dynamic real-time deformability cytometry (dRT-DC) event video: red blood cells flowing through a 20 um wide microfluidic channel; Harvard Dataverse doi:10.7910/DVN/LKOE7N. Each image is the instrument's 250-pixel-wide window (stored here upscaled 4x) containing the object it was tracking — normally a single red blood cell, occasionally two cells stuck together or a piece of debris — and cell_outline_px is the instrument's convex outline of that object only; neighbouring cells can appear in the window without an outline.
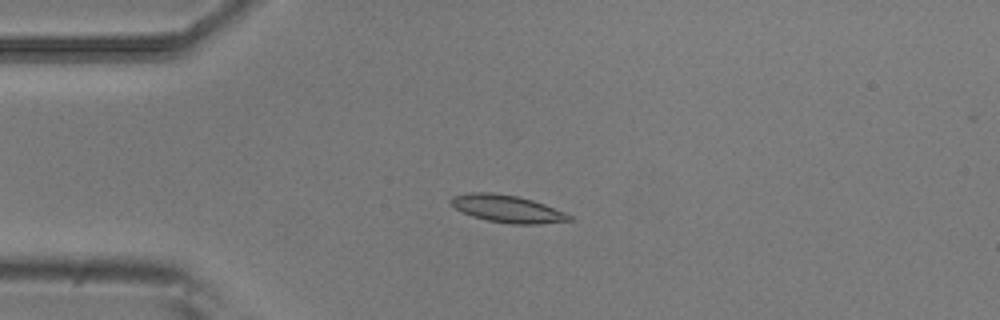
{"species": "common noctule bat (a hibernating species)", "species_latin": "Nyctalus noctula", "temperature_condition": "room temperature", "stored_images_in_passage": 4, "camera_frame_rate_fps": 3000, "um_per_image_px": 0.085, "animal": {"sex": "male", "body_mass_g": 20.5, "forearm_length_mm": 52.5}, "frame": {"image": 1, "passage_image": 3, "time_ms": 0.667, "image_size_px": [1000, 320], "cell_outline_px": [[576, 220], [540, 224], [512, 224], [488, 220], [472, 216], [456, 208], [448, 200], [452, 196], [468, 192], [492, 192], [516, 196], [532, 200], [544, 204], [564, 212], [572, 216]], "centroid_in_image_um": [43.14, 17.74], "position_along_channel_um": 41.9, "area_um2": 18.84}}